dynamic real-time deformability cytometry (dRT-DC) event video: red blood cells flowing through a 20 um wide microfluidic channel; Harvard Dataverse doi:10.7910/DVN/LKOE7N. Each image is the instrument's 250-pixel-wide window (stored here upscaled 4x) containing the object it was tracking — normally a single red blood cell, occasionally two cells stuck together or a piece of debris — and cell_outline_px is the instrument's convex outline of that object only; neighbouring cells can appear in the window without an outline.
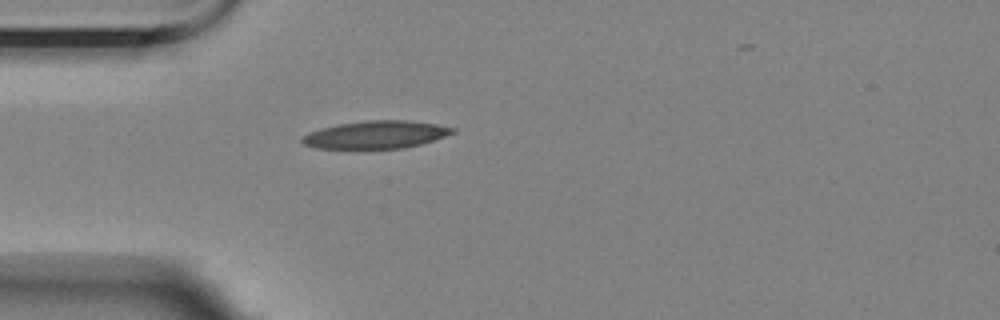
{"species": "Egyptian fruit bat (a non-hibernating species)", "species_latin": "Rousettus aegyptiacus", "temperature_condition": "room temperature", "stored_images_in_passage": 1, "camera_frame_rate_fps": 3000, "um_per_image_px": 0.085, "animal": {"sex": "female"}, "frame": {"image": 1, "passage_image": 1, "time_ms": 0.0, "image_size_px": [1000, 320], "cell_outline_px": [[456, 132], [420, 144], [404, 148], [316, 148], [304, 144], [300, 140], [304, 136], [320, 128], [336, 124], [368, 120], [408, 120], [436, 124], [456, 128]], "centroid_in_image_um": [31.97, 11.43], "position_along_channel_um": 53.0, "area_um2": 24.04}}